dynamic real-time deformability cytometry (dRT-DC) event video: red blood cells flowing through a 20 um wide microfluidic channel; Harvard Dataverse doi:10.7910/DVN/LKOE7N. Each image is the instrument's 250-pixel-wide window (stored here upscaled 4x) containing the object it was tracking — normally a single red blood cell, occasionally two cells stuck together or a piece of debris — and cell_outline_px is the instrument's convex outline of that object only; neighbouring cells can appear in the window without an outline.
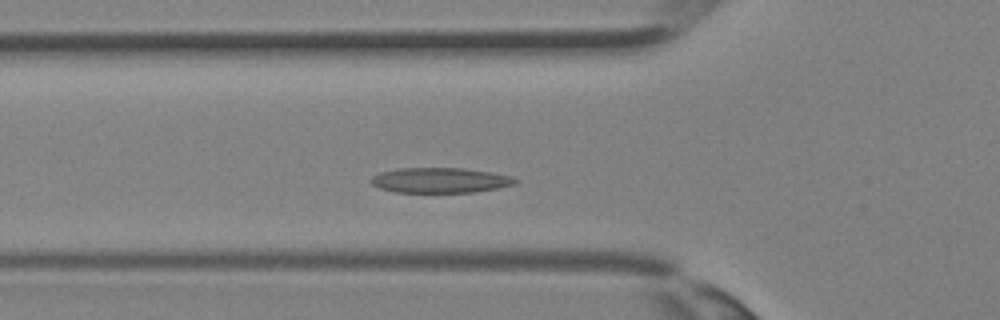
{"species": "Egyptian fruit bat (a non-hibernating species)", "species_latin": "Rousettus aegyptiacus", "temperature_condition": "room temperature", "stored_images_in_passage": 30, "camera_frame_rate_fps": 3000, "um_per_image_px": 0.085, "animal": {"sex": "female"}, "frame": {"image": 1, "passage_image": 7, "time_ms": 2.0, "image_size_px": [1000, 320], "cell_outline_px": [[520, 180], [516, 184], [476, 192], [396, 192], [380, 188], [372, 184], [368, 180], [372, 176], [380, 172], [400, 168], [464, 168], [492, 172], [512, 176]], "centroid_in_image_um": [37.43, 15.32], "position_along_channel_um": 88.4, "area_um2": 21.27}}
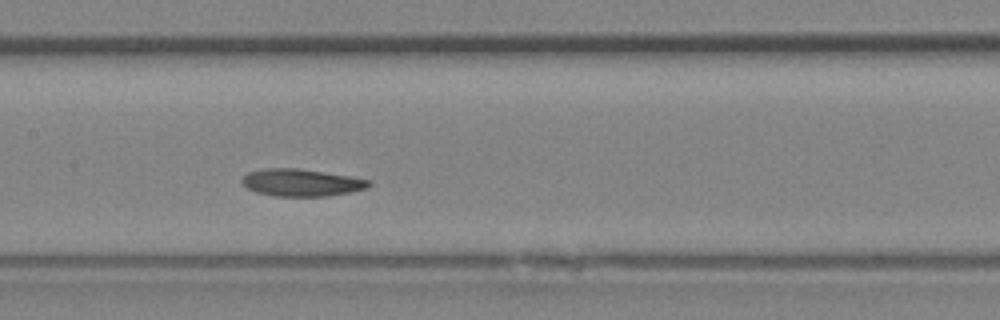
{"frame": {"image": 2, "passage_image": 12, "time_ms": 3.667, "image_size_px": [1000, 320], "cell_outline_px": [[372, 184], [368, 188], [352, 192], [328, 196], [272, 196], [256, 192], [248, 188], [240, 180], [248, 172], [264, 168], [300, 168], [352, 176], [372, 180]], "centroid_in_image_um": [25.67, 15.51], "position_along_channel_um": 181.7, "area_um2": 20.46}}
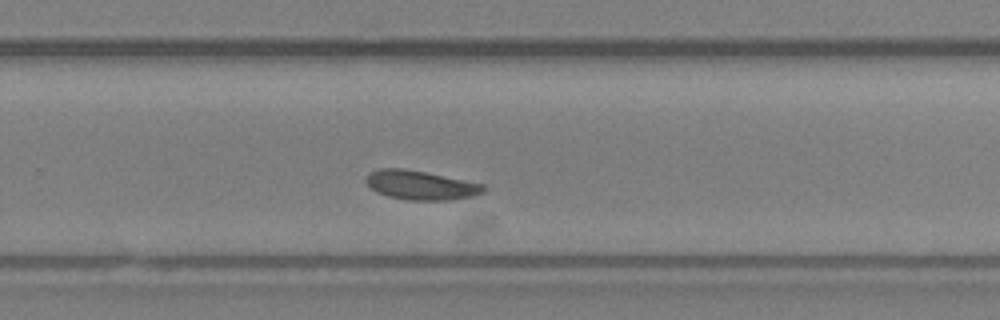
{"frame": {"image": 3, "passage_image": 18, "time_ms": 5.667, "image_size_px": [1000, 320], "cell_outline_px": [[484, 192], [472, 196], [448, 200], [408, 200], [388, 196], [376, 192], [364, 180], [364, 176], [368, 172], [380, 168], [404, 168], [484, 184]], "centroid_in_image_um": [35.7, 15.73], "position_along_channel_um": 294.1, "area_um2": 19.88}}